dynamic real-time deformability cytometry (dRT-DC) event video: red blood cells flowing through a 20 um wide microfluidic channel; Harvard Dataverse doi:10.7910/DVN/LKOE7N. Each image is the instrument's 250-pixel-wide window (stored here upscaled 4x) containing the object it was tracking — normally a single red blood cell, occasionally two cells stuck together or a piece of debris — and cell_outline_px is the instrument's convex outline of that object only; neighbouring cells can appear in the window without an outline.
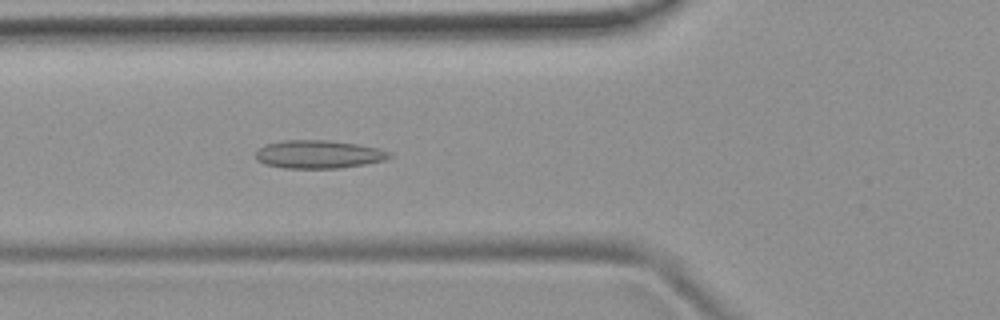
{"species": "common noctule bat (a hibernating species)", "species_latin": "Nyctalus noctula", "temperature_condition": "room temperature", "stored_images_in_passage": 53, "camera_frame_rate_fps": 3000, "um_per_image_px": 0.085, "animal": {"sex": "female", "body_mass_g": 19.9}, "frame": {"image": 1, "passage_image": 18, "time_ms": 5.667, "image_size_px": [1000, 320], "cell_outline_px": [[392, 156], [384, 160], [364, 164], [340, 168], [284, 168], [264, 164], [256, 160], [256, 152], [264, 144], [284, 140], [328, 140], [356, 144], [376, 148], [392, 152]], "centroid_in_image_um": [27.05, 13.12], "position_along_channel_um": 98.7, "area_um2": 21.91}}
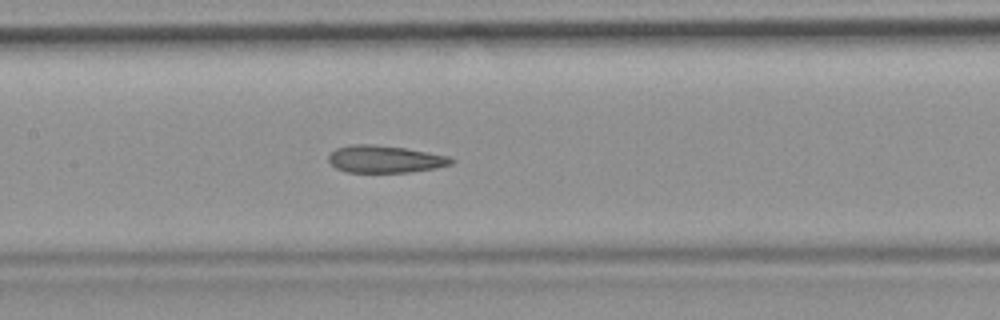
{"frame": {"image": 2, "passage_image": 24, "time_ms": 7.667, "image_size_px": [1000, 320], "cell_outline_px": [[456, 160], [452, 164], [436, 168], [412, 172], [348, 172], [336, 168], [328, 160], [328, 156], [336, 148], [348, 144], [372, 144], [404, 148], [448, 156]], "centroid_in_image_um": [32.72, 13.52], "position_along_channel_um": 174.7, "area_um2": 19.48}}
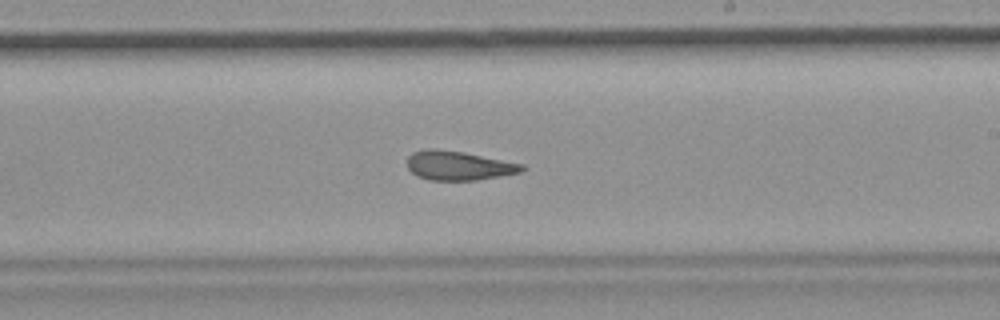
{"frame": {"image": 3, "passage_image": 30, "time_ms": 9.667, "image_size_px": [1000, 320], "cell_outline_px": [[528, 168], [520, 172], [500, 176], [476, 180], [428, 180], [416, 176], [408, 168], [408, 156], [412, 152], [428, 148], [436, 148], [464, 152], [524, 164]], "centroid_in_image_um": [38.98, 14.07], "position_along_channel_um": 250.0, "area_um2": 19.65}, "authors_computed_cell_mechanics": {"area_um2": 20.7502, "velocity_mm_per_s": 3.7957, "shape_relaxation_time_tau1_ms": null, "shape_relaxation_time_tau2_ms": 3.0772, "deformation_change_tau1": null, "deformation_change_tau2": 0.1201}}